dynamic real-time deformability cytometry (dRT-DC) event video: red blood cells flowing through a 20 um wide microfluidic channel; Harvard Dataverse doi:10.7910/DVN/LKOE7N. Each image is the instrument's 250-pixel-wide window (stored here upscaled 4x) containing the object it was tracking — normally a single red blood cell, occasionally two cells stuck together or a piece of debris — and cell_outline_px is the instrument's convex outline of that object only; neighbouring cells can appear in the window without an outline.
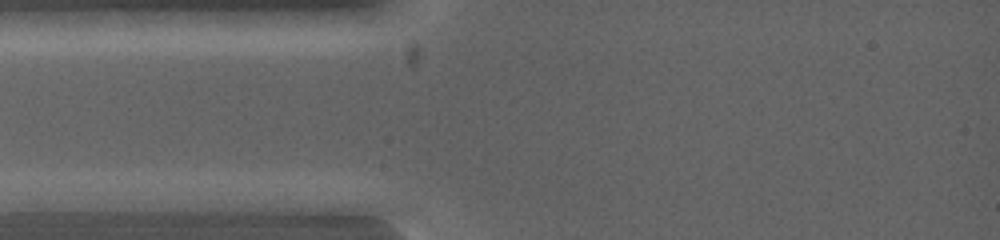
{"species": "common noctule bat (a hibernating species)", "species_latin": "Nyctalus noctula", "temperature_condition": "warm", "stored_images_in_passage": 3, "camera_frame_rate_fps": 5000, "um_per_image_px": 0.085, "animal": {"sex": "female", "body_mass_g": 19.0, "forearm_length_mm": 53.3}, "frame": {"image": 1, "passage_image": 1, "time_ms": 0.0, "image_size_px": [1000, 240], "cell_outline_px": [[124, 200], [116, 212], [16, 212], [12, 200], [80, 192], [104, 192]], "centroid_in_image_um": [5.96, 17.27], "position_along_channel_um": 79.0, "area_um2": 13.12}}